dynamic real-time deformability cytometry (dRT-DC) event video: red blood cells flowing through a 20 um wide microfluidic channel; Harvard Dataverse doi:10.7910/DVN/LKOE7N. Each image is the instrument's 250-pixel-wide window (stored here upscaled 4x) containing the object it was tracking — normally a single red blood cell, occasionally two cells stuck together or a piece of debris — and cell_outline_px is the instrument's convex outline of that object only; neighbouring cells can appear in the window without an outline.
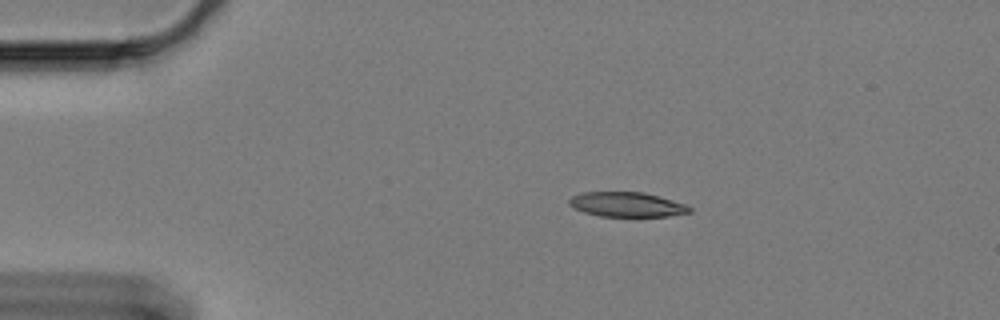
{"species": "Egyptian fruit bat (a non-hibernating species)", "species_latin": "Rousettus aegyptiacus", "temperature_condition": "cold", "stored_images_in_passage": 50, "camera_frame_rate_fps": 3000, "um_per_image_px": 0.085, "animal": {"sex": "female"}, "frame": {"image": 1, "passage_image": 1, "time_ms": 0.0, "image_size_px": [1000, 320], "cell_outline_px": [[692, 212], [668, 216], [600, 216], [584, 212], [568, 204], [568, 200], [572, 196], [584, 192], [644, 192], [684, 204], [692, 208]], "centroid_in_image_um": [53.27, 17.38], "position_along_channel_um": 31.7, "area_um2": 17.11}}
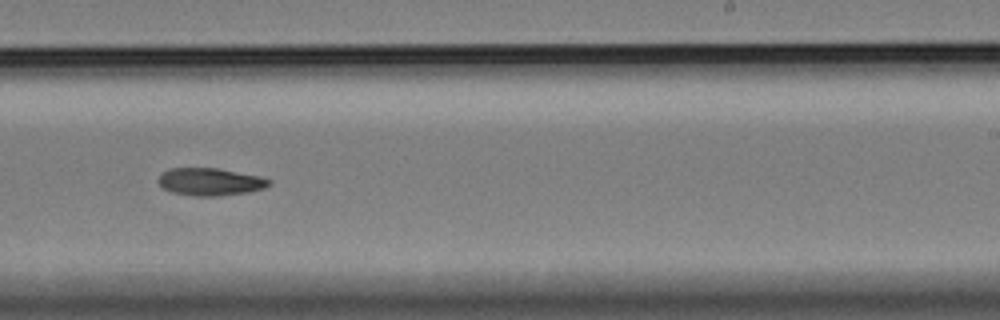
{"frame": {"image": 2, "passage_image": 27, "time_ms": 8.667, "image_size_px": [1000, 320], "cell_outline_px": [[272, 184], [264, 188], [248, 192], [220, 196], [196, 196], [172, 192], [164, 188], [160, 184], [160, 172], [168, 168], [216, 168], [260, 176], [272, 180]], "centroid_in_image_um": [17.89, 15.45], "position_along_channel_um": 271.1, "area_um2": 17.74}}
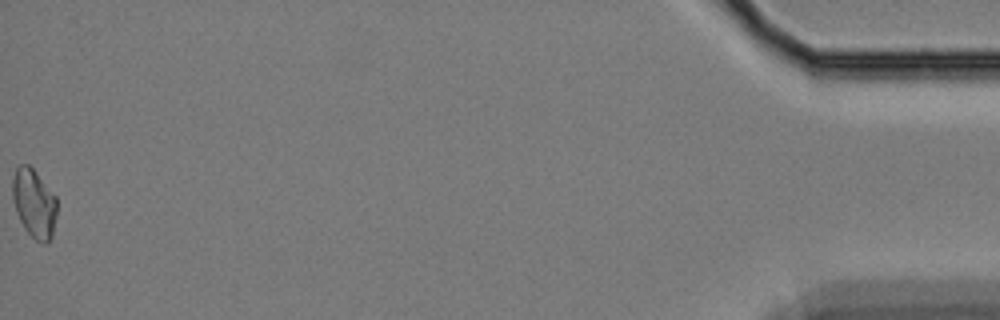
{"frame": {"image": 3, "passage_image": 50, "time_ms": 16.333, "image_size_px": [1000, 320], "cell_outline_px": [[56, 216], [52, 236], [48, 244], [44, 244], [36, 240], [24, 228], [16, 212], [12, 196], [12, 176], [16, 168], [20, 164], [28, 164], [36, 172], [56, 196]], "centroid_in_image_um": [2.89, 17.28], "position_along_channel_um": 432.3, "area_um2": 17.86}}